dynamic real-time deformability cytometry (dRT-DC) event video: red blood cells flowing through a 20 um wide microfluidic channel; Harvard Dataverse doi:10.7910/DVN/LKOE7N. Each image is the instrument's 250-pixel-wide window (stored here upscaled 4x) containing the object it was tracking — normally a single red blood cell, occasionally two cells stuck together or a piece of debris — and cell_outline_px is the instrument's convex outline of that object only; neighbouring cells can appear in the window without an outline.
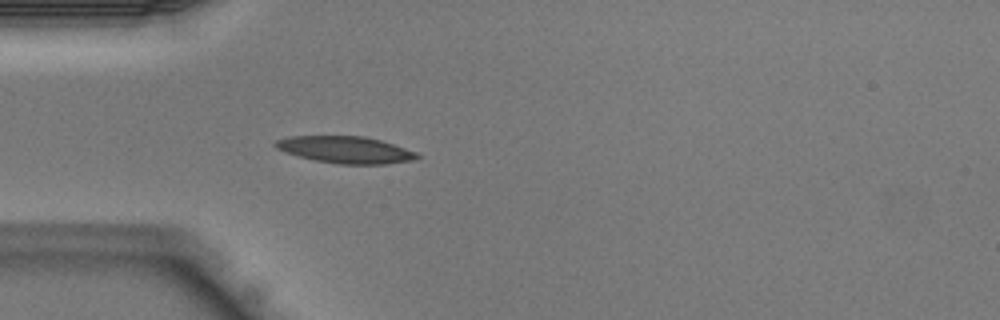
{"species": "Egyptian fruit bat (a non-hibernating species)", "species_latin": "Rousettus aegyptiacus", "temperature_condition": "warm", "stored_images_in_passage": 31, "camera_frame_rate_fps": 3000, "um_per_image_px": 0.085, "animal": {"sex": "male"}, "frame": {"image": 1, "passage_image": 1, "time_ms": 0.0, "image_size_px": [1000, 320], "cell_outline_px": [[420, 156], [416, 160], [384, 164], [340, 164], [316, 160], [300, 156], [276, 148], [272, 144], [276, 140], [288, 136], [364, 136], [380, 140], [416, 152]], "centroid_in_image_um": [29.37, 12.72], "position_along_channel_um": 55.6, "area_um2": 21.96}}
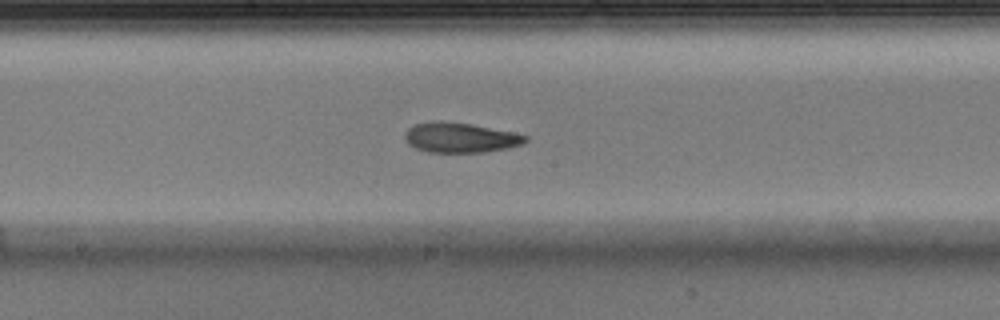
{"frame": {"image": 2, "passage_image": 11, "time_ms": 3.333, "image_size_px": [1000, 320], "cell_outline_px": [[528, 140], [520, 144], [508, 148], [484, 152], [428, 152], [416, 148], [408, 144], [404, 136], [404, 132], [412, 124], [432, 120], [444, 120], [472, 124], [512, 132], [528, 136]], "centroid_in_image_um": [39.06, 11.67], "position_along_channel_um": 209.1, "area_um2": 21.27}}
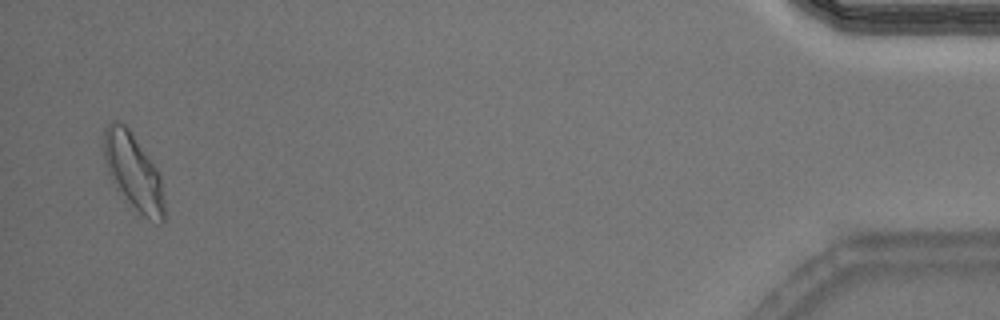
{"frame": {"image": 3, "passage_image": 30, "time_ms": 9.667, "image_size_px": [1000, 320], "cell_outline_px": [[164, 220], [160, 224], [148, 220], [116, 188], [108, 172], [104, 160], [104, 132], [108, 124], [112, 120], [116, 120], [124, 124], [132, 132], [156, 168], [160, 176], [164, 200]], "centroid_in_image_um": [11.34, 14.58], "position_along_channel_um": 423.9, "area_um2": 26.47}}